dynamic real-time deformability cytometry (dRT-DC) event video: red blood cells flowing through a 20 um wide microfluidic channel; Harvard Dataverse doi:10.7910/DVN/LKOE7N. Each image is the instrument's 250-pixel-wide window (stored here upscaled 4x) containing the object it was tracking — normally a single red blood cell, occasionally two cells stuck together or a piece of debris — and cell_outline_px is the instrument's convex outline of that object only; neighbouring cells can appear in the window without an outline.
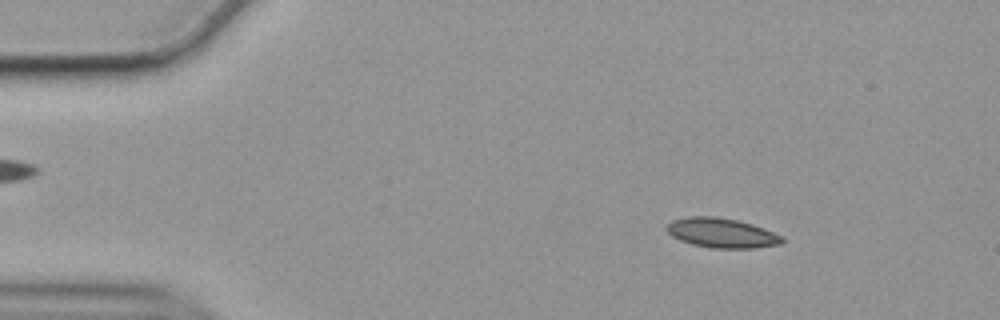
{"species": "common noctule bat (a hibernating species)", "species_latin": "Nyctalus noctula", "temperature_condition": "cold", "stored_images_in_passage": 52, "camera_frame_rate_fps": 3000, "um_per_image_px": 0.085, "animal": {"sex": "female", "body_mass_g": 19.9}, "frame": {"image": 1, "passage_image": 3, "time_ms": 0.667, "image_size_px": [1000, 320], "cell_outline_px": [[784, 240], [780, 244], [756, 248], [712, 248], [692, 244], [680, 240], [672, 236], [668, 232], [668, 224], [672, 220], [688, 216], [716, 216], [736, 220], [752, 224], [764, 228], [784, 236]], "centroid_in_image_um": [61.37, 19.8], "position_along_channel_um": 23.6, "area_um2": 19.94}}
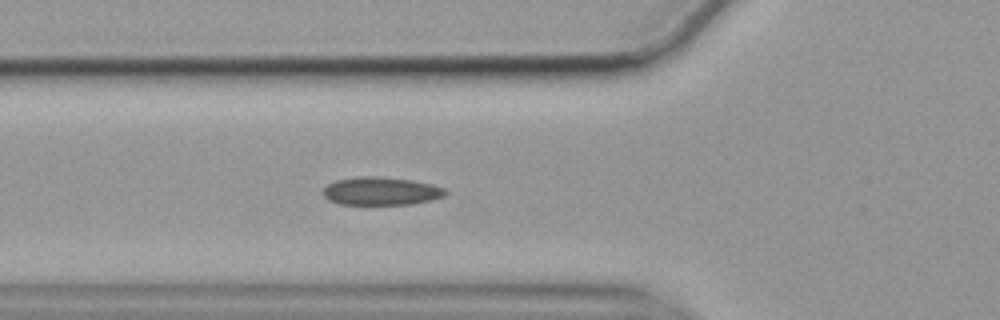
{"frame": {"image": 2, "passage_image": 15, "time_ms": 4.667, "image_size_px": [1000, 320], "cell_outline_px": [[448, 192], [444, 196], [432, 200], [408, 204], [340, 204], [328, 200], [324, 196], [324, 188], [328, 184], [336, 180], [364, 176], [376, 176], [412, 180], [432, 184], [444, 188]], "centroid_in_image_um": [32.41, 16.24], "position_along_channel_um": 93.4, "area_um2": 19.88}}
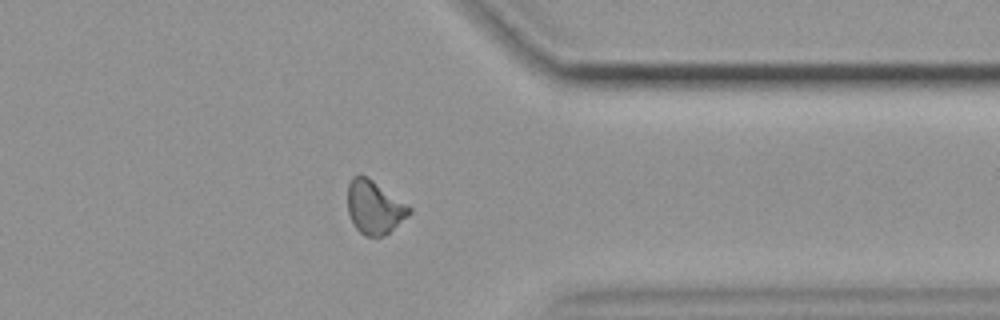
{"frame": {"image": 3, "passage_image": 40, "time_ms": 13.0, "image_size_px": [1000, 320], "cell_outline_px": [[412, 212], [408, 216], [384, 236], [364, 236], [356, 228], [348, 212], [348, 184], [352, 176], [360, 172], [368, 176], [408, 204], [412, 208]], "centroid_in_image_um": [31.82, 17.57], "position_along_channel_um": 379.6, "area_um2": 19.42}, "authors_computed_cell_mechanics": {"area_um2": 18.9584, "velocity_mm_per_s": 3.5286, "shape_relaxation_time_tau1_ms": null, "shape_relaxation_time_tau2_ms": 5.1153, "deformation_change_tau1": null, "deformation_change_tau2": 0.0923}}